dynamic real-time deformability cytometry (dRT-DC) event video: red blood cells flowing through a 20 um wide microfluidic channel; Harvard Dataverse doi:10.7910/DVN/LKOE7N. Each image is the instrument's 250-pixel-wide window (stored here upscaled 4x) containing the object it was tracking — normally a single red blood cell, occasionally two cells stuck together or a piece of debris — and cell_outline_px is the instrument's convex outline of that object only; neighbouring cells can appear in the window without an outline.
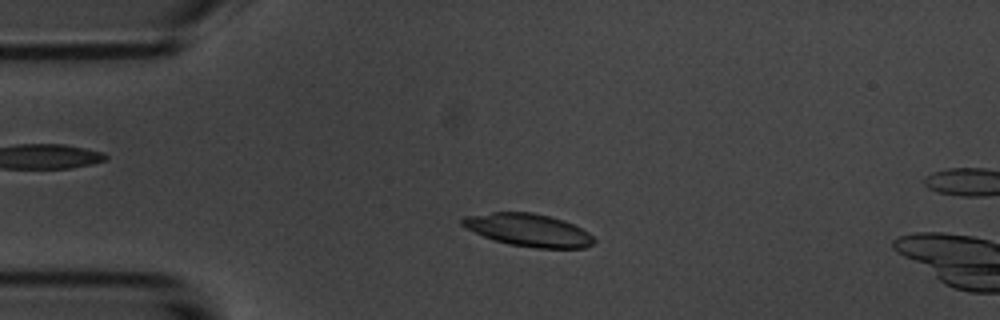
{"species": "common noctule bat (a hibernating species)", "species_latin": "Nyctalus noctula", "temperature_condition": "room temperature", "stored_images_in_passage": 3, "camera_frame_rate_fps": 3000, "um_per_image_px": 0.085, "animal": {"sex": "male", "body_mass_g": 20.1, "forearm_length_mm": 53.5}, "frame": {"image": 1, "passage_image": 2, "time_ms": 2.0, "image_size_px": [1000, 320], "cell_outline_px": [[596, 240], [592, 244], [584, 248], [536, 248], [508, 244], [492, 240], [460, 224], [460, 220], [464, 216], [492, 212], [532, 212], [564, 220], [588, 232]], "centroid_in_image_um": [44.91, 19.55], "position_along_channel_um": 40.1, "area_um2": 24.97}}